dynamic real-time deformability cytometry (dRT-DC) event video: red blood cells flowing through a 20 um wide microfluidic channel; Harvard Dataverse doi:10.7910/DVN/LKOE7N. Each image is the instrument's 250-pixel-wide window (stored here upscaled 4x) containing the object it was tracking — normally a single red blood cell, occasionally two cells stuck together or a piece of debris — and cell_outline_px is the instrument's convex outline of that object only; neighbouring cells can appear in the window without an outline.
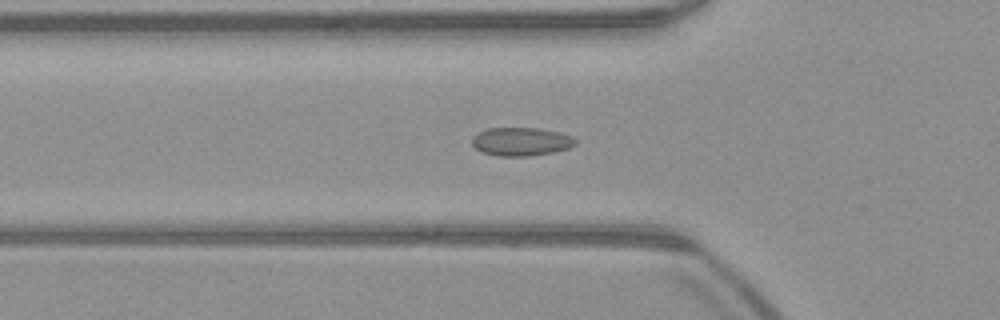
{"species": "common noctule bat (a hibernating species)", "species_latin": "Nyctalus noctula", "temperature_condition": "warm", "stored_images_in_passage": 52, "camera_frame_rate_fps": 3000, "um_per_image_px": 0.085, "animal": {"sex": "male", "body_mass_g": 23.1, "forearm_length_mm": 52.7}, "frame": {"image": 1, "passage_image": 17, "time_ms": 5.333, "image_size_px": [1000, 320], "cell_outline_px": [[576, 144], [568, 148], [552, 152], [528, 156], [496, 156], [480, 152], [472, 144], [472, 136], [488, 128], [540, 128], [560, 132], [572, 136], [576, 140]], "centroid_in_image_um": [44.28, 12.03], "position_along_channel_um": 81.5, "area_um2": 17.17}}
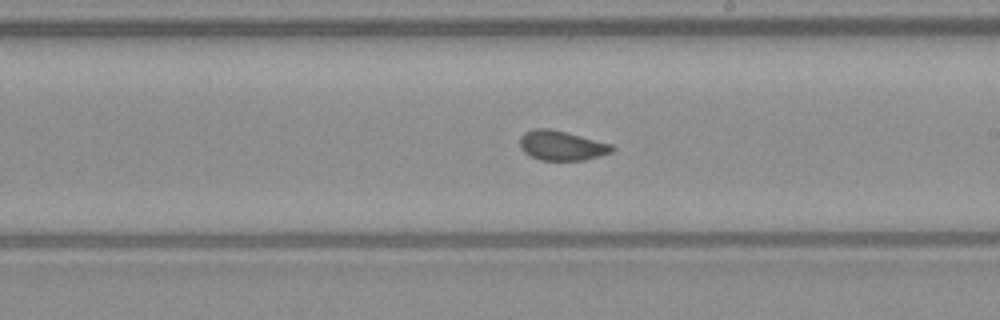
{"frame": {"image": 2, "passage_image": 29, "time_ms": 9.333, "image_size_px": [1000, 320], "cell_outline_px": [[616, 148], [612, 152], [600, 156], [584, 160], [540, 160], [524, 152], [520, 148], [520, 136], [524, 132], [536, 128], [548, 128], [568, 132], [612, 144]], "centroid_in_image_um": [47.75, 12.36], "position_along_channel_um": 241.2, "area_um2": 16.07}}
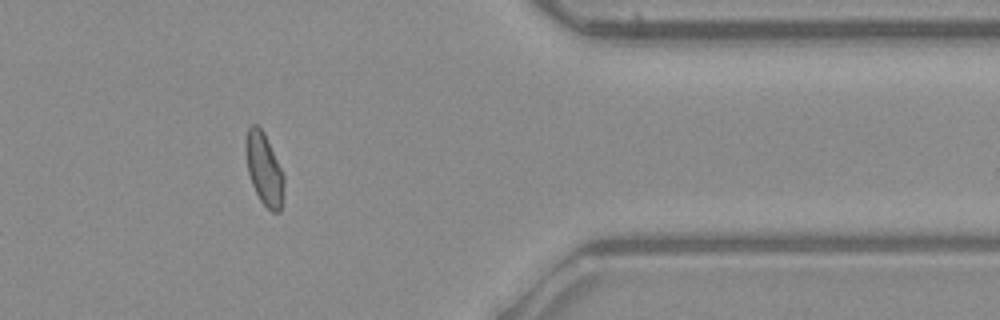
{"frame": {"image": 3, "passage_image": 42, "time_ms": 13.667, "image_size_px": [1000, 320], "cell_outline_px": [[284, 184], [280, 212], [272, 212], [260, 200], [252, 184], [248, 172], [244, 152], [244, 144], [248, 128], [252, 124], [256, 124], [264, 132], [284, 176]], "centroid_in_image_um": [22.42, 14.34], "position_along_channel_um": 389.0, "area_um2": 15.95}, "authors_computed_cell_mechanics": {"area_um2": 16.4152, "velocity_mm_per_s": 3.9706, "shape_relaxation_time_tau1_ms": null, "shape_relaxation_time_tau2_ms": 0.9887, "deformation_change_tau1": null, "deformation_change_tau2": 0.0404}}